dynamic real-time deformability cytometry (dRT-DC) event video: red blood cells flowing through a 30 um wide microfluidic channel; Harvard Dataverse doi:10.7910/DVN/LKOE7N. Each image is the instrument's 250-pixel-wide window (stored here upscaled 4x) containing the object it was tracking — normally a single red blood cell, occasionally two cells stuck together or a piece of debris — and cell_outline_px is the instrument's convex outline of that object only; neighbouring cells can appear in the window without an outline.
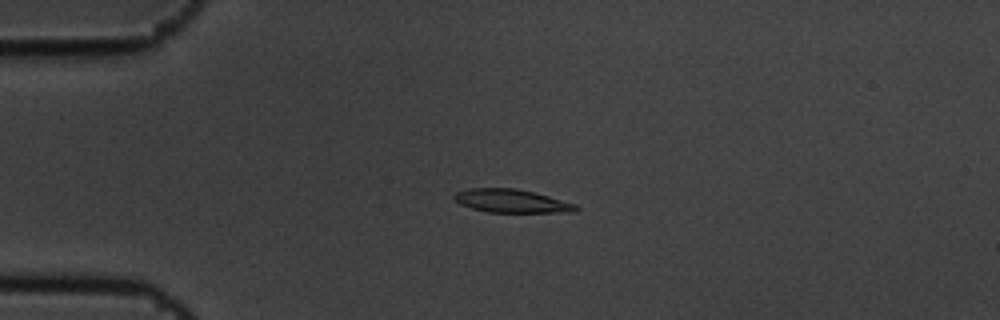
{"species": "common noctule bat (a hibernating species)", "species_latin": "Nyctalus noctula", "temperature_condition": "cold", "stored_images_in_passage": 4, "camera_frame_rate_fps": 3000, "um_per_image_px": 0.085, "animal": {"sex": "male", "body_mass_g": 19.5, "forearm_length_mm": 54.6}, "frame": {"image": 1, "passage_image": 3, "time_ms": 0.667, "image_size_px": [1000, 320], "cell_outline_px": [[580, 208], [572, 212], [488, 212], [472, 208], [460, 204], [452, 196], [456, 192], [468, 188], [516, 188], [536, 192], [576, 204]], "centroid_in_image_um": [43.49, 17.07], "position_along_channel_um": 41.5, "area_um2": 16.59}}